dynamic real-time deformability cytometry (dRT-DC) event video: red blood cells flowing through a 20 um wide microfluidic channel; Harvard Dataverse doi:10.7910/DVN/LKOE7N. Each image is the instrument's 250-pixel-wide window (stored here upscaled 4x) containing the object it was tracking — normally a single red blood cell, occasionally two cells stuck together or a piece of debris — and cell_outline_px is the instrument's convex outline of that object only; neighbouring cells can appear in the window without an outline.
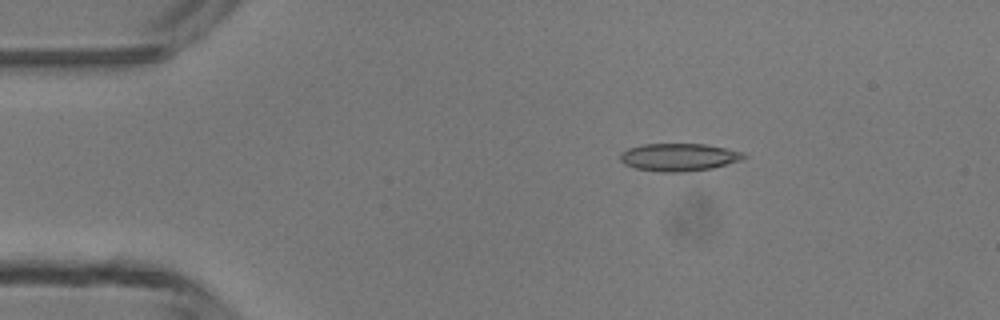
{"species": "common noctule bat (a hibernating species)", "species_latin": "Nyctalus noctula", "temperature_condition": "room temperature", "stored_images_in_passage": 4, "camera_frame_rate_fps": 3000, "um_per_image_px": 0.085, "animal": {"sex": "male", "body_mass_g": 13.3}, "frame": {"image": 1, "passage_image": 2, "time_ms": 1.0, "image_size_px": [1000, 320], "cell_outline_px": [[748, 156], [740, 160], [712, 168], [680, 172], [664, 172], [636, 168], [624, 164], [620, 160], [620, 152], [628, 148], [644, 144], [704, 144], [744, 152]], "centroid_in_image_um": [57.69, 13.35], "position_along_channel_um": 27.3, "area_um2": 19.77}}
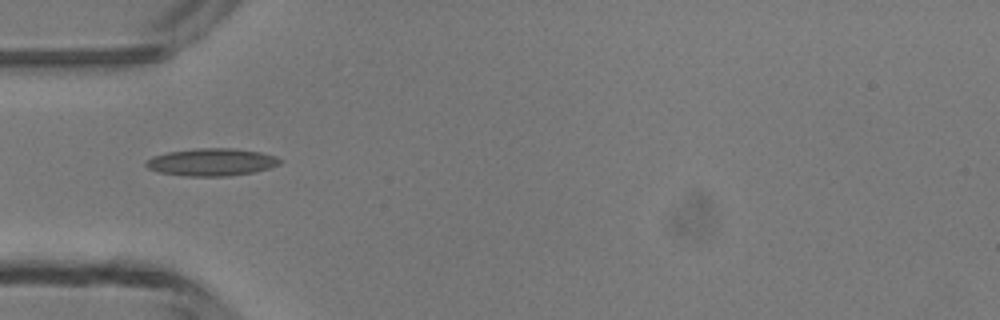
{"frame": {"image": 2, "passage_image": 4, "time_ms": 3.333, "image_size_px": [1000, 320], "cell_outline_px": [[280, 164], [268, 168], [252, 172], [228, 176], [184, 176], [160, 172], [148, 168], [144, 164], [152, 156], [168, 152], [196, 148], [232, 148], [260, 152], [276, 156], [280, 160]], "centroid_in_image_um": [17.97, 13.77], "position_along_channel_um": 67.0, "area_um2": 21.27}}